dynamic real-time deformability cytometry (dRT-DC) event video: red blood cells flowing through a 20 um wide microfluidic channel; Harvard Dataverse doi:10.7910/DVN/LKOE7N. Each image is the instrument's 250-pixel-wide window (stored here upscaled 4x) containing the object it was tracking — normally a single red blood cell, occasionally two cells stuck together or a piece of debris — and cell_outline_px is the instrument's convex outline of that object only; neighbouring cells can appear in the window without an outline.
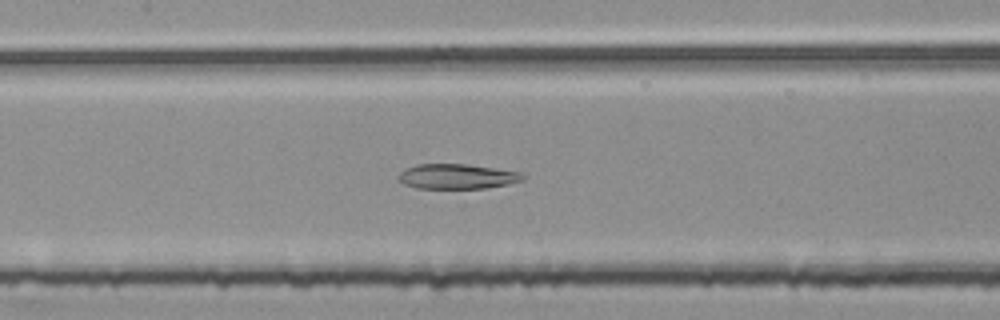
{"species": "common noctule bat (a hibernating species)", "species_latin": "Nyctalus noctula", "temperature_condition": "room temperature", "stored_images_in_passage": 53, "camera_frame_rate_fps": 3000, "um_per_image_px": 0.085, "animal": {"sex": "female", "body_mass_g": 25.1}, "frame": {"image": 1, "passage_image": 25, "time_ms": 8.0, "image_size_px": [1000, 320], "cell_outline_px": [[524, 180], [508, 184], [484, 188], [416, 188], [404, 184], [396, 180], [396, 176], [404, 168], [416, 164], [468, 164], [520, 172], [524, 176]], "centroid_in_image_um": [38.78, 14.99], "position_along_channel_um": 168.6, "area_um2": 18.21}}
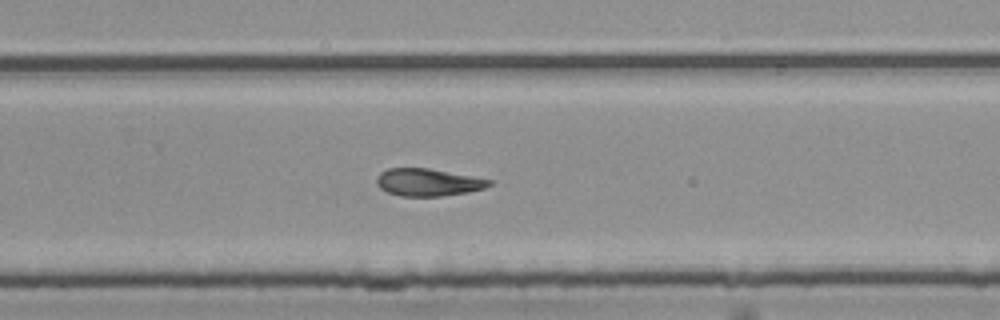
{"frame": {"image": 2, "passage_image": 35, "time_ms": 11.333, "image_size_px": [1000, 320], "cell_outline_px": [[492, 184], [484, 188], [468, 192], [440, 196], [400, 196], [388, 192], [380, 188], [376, 184], [376, 176], [380, 172], [388, 168], [428, 168], [492, 180]], "centroid_in_image_um": [36.34, 15.49], "position_along_channel_um": 293.5, "area_um2": 17.92}}
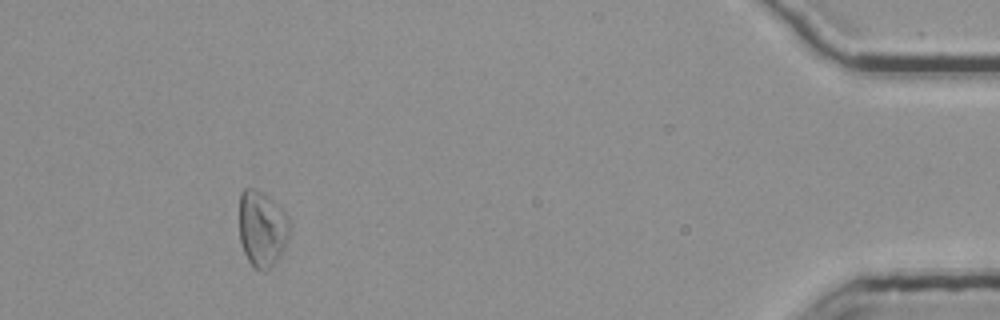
{"frame": {"image": 3, "passage_image": 50, "time_ms": 16.333, "image_size_px": [1000, 320], "cell_outline_px": [[292, 224], [284, 248], [280, 256], [272, 268], [264, 272], [260, 272], [248, 260], [244, 252], [240, 240], [240, 192], [244, 188], [256, 188], [264, 192], [288, 216]], "centroid_in_image_um": [22.29, 19.44], "position_along_channel_um": 412.9, "area_um2": 22.6}, "authors_computed_cell_mechanics": {"area_um2": 21.675, "velocity_mm_per_s": 3.7664, "shape_relaxation_time_tau1_ms": null, "shape_relaxation_time_tau2_ms": 7.9712, "deformation_change_tau1": null, "deformation_change_tau2": 0.1865}}